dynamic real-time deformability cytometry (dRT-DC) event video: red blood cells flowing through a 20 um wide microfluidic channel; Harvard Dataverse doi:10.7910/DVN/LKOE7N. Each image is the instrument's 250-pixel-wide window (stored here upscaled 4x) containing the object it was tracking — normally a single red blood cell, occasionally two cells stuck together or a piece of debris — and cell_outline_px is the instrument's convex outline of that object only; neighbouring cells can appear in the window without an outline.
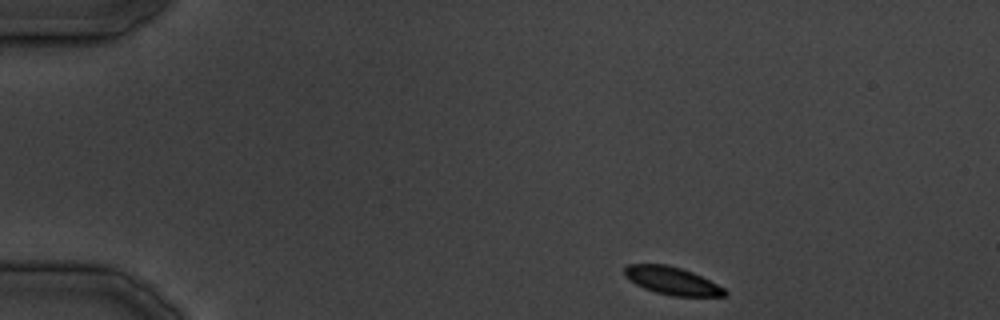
{"species": "common noctule bat (a hibernating species)", "species_latin": "Nyctalus noctula", "temperature_condition": "cold", "stored_images_in_passage": 7, "camera_frame_rate_fps": 3000, "um_per_image_px": 0.085, "animal": {"sex": "male", "body_mass_g": 19.5, "forearm_length_mm": 54.6}, "frame": {"image": 1, "passage_image": 1, "time_ms": 0.0, "image_size_px": [1000, 320], "cell_outline_px": [[728, 296], [672, 296], [656, 292], [644, 288], [628, 280], [624, 276], [624, 268], [628, 264], [668, 264], [692, 272], [724, 288], [728, 292]], "centroid_in_image_um": [57.1, 23.86], "position_along_channel_um": 27.9, "area_um2": 16.18}}